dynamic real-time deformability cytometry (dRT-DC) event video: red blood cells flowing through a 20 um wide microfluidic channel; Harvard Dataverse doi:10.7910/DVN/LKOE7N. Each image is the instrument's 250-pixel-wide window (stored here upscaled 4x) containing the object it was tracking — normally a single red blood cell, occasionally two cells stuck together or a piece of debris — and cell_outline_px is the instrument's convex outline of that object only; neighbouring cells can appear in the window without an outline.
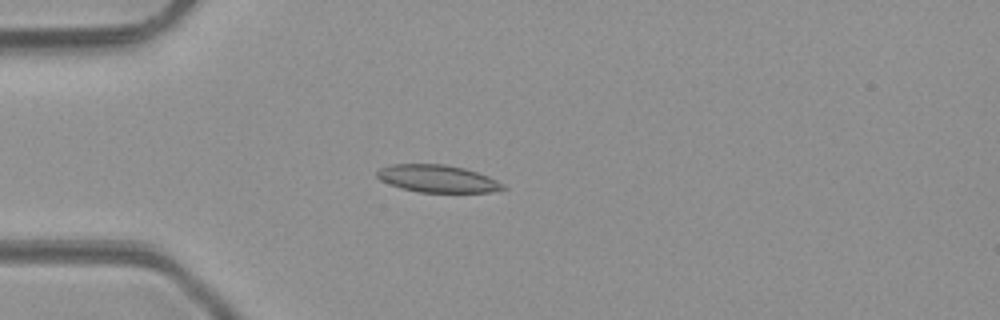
{"species": "common noctule bat (a hibernating species)", "species_latin": "Nyctalus noctula", "temperature_condition": "room temperature", "stored_images_in_passage": 4, "camera_frame_rate_fps": 3000, "um_per_image_px": 0.085, "animal": {"sex": "male", "body_mass_g": 23.1, "forearm_length_mm": 52.7}, "frame": {"image": 1, "passage_image": 4, "time_ms": 3.333, "image_size_px": [1000, 320], "cell_outline_px": [[508, 188], [488, 192], [416, 192], [400, 188], [388, 184], [380, 180], [376, 176], [376, 172], [380, 168], [392, 164], [444, 164], [464, 168], [488, 176], [504, 184]], "centroid_in_image_um": [37.15, 15.19], "position_along_channel_um": 47.8, "area_um2": 20.17}}